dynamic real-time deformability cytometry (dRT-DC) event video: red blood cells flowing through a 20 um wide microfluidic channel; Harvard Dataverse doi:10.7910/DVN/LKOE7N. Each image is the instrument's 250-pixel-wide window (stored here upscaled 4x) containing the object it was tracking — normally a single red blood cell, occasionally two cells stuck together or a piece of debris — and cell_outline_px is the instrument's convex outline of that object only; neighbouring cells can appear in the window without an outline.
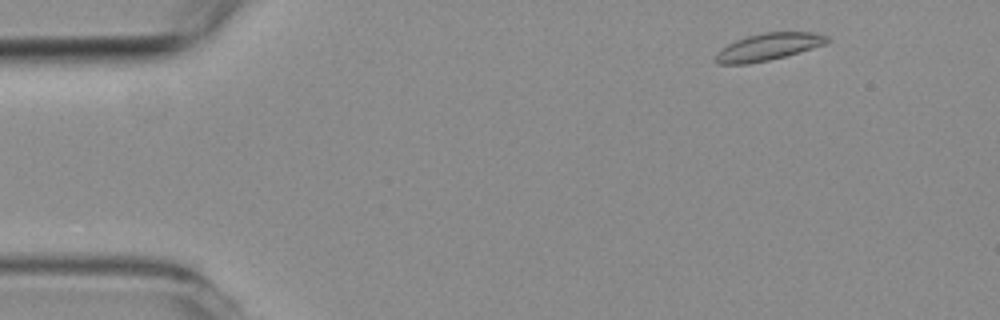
{"species": "common noctule bat (a hibernating species)", "species_latin": "Nyctalus noctula", "temperature_condition": "room temperature", "stored_images_in_passage": 4, "camera_frame_rate_fps": 3000, "um_per_image_px": 0.085, "animal": {"sex": "female", "body_mass_g": 19.3, "forearm_length_mm": 54.1}, "frame": {"image": 1, "passage_image": 1, "time_ms": 0.0, "image_size_px": [1000, 320], "cell_outline_px": [[832, 40], [824, 44], [812, 48], [784, 56], [768, 60], [748, 64], [716, 64], [712, 60], [716, 52], [720, 48], [736, 40], [748, 36], [764, 32], [812, 32], [828, 36]], "centroid_in_image_um": [65.24, 3.99], "position_along_channel_um": 19.8, "area_um2": 17.69}}
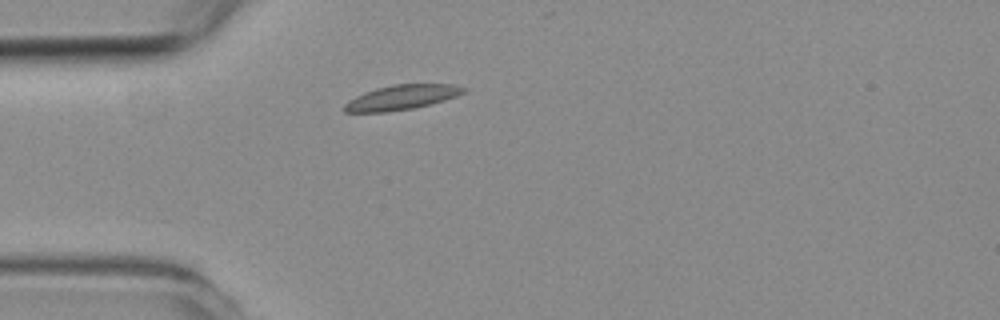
{"frame": {"image": 2, "passage_image": 4, "time_ms": 3.333, "image_size_px": [1000, 320], "cell_outline_px": [[468, 88], [464, 92], [456, 96], [432, 104], [412, 108], [384, 112], [344, 112], [344, 104], [348, 100], [364, 92], [376, 88], [392, 84], [452, 84]], "centroid_in_image_um": [34.13, 8.27], "position_along_channel_um": 50.9, "area_um2": 17.17}}